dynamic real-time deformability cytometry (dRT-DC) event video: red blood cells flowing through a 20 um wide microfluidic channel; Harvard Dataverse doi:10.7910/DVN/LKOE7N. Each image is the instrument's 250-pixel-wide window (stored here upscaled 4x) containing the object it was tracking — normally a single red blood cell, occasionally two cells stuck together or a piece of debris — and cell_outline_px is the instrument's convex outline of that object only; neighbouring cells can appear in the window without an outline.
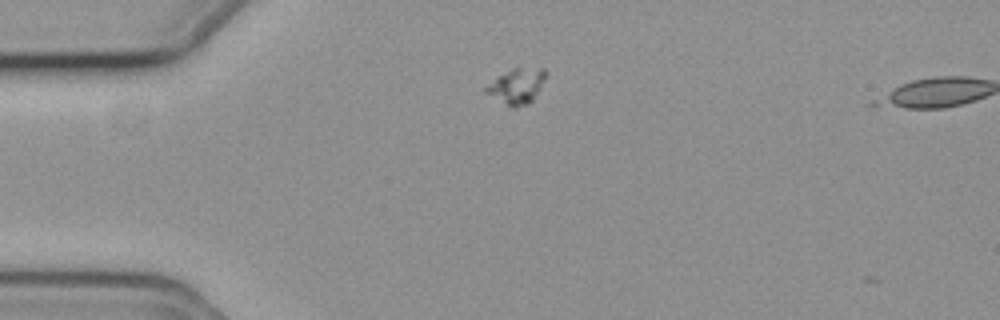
{"species": "common noctule bat (a hibernating species)", "species_latin": "Nyctalus noctula", "temperature_condition": "cold", "stored_images_in_passage": 2, "camera_frame_rate_fps": 3000, "um_per_image_px": 0.085, "animal": {"sex": "female", "body_mass_g": 19.3, "forearm_length_mm": 54.1}, "frame": {"image": 1, "passage_image": 1, "time_ms": 0.0, "image_size_px": [1000, 320], "cell_outline_px": [[548, 76], [532, 100], [528, 104], [516, 108], [512, 108], [484, 92], [484, 88], [496, 76], [512, 68], [544, 68], [548, 72]], "centroid_in_image_um": [43.94, 7.3], "position_along_channel_um": 41.1, "area_um2": 12.48}}